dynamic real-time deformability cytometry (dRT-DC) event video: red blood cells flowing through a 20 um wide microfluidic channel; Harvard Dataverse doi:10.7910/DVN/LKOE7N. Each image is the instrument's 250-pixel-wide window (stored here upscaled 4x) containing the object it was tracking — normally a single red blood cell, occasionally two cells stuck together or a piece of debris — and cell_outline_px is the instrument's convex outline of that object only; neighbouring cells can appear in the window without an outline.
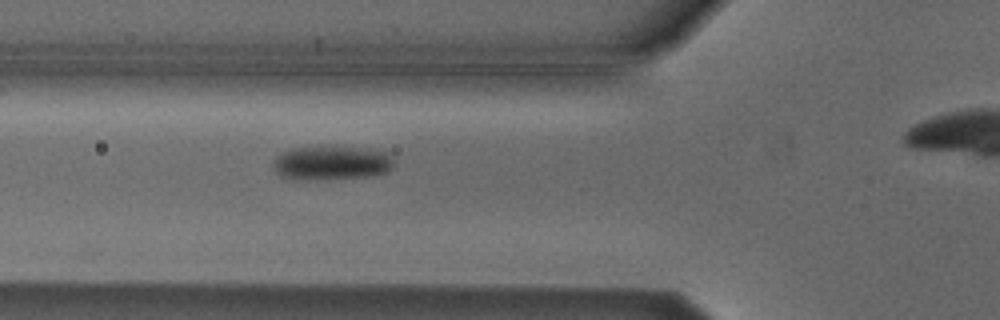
{"species": "Egyptian fruit bat (a non-hibernating species)", "species_latin": "Rousettus aegyptiacus", "temperature_condition": "cold", "stored_images_in_passage": 7, "camera_frame_rate_fps": 3000, "um_per_image_px": 0.085, "animal": {"sex": "male"}, "frame": {"image": 1, "passage_image": 6, "time_ms": 6.333, "image_size_px": [1000, 320], "cell_outline_px": [[396, 164], [388, 172], [368, 176], [308, 180], [296, 180], [280, 176], [272, 168], [272, 160], [280, 152], [292, 148], [368, 148], [384, 152], [392, 156]], "centroid_in_image_um": [28.15, 13.87], "position_along_channel_um": 97.6, "area_um2": 23.99}}